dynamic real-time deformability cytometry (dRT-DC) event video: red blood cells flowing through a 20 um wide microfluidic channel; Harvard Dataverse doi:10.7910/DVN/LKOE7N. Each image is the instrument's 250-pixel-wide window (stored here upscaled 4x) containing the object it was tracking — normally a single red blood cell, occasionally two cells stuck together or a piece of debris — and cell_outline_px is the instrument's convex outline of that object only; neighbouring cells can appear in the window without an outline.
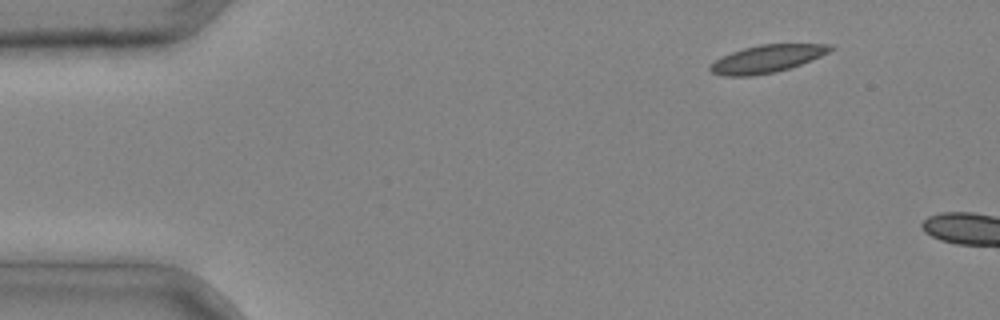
{"species": "common noctule bat (a hibernating species)", "species_latin": "Nyctalus noctula", "temperature_condition": "cold", "stored_images_in_passage": 2, "camera_frame_rate_fps": 3000, "um_per_image_px": 0.085, "animal": {"sex": "male", "body_mass_g": 20.4}, "frame": {"image": 1, "passage_image": 1, "time_ms": 0.0, "image_size_px": [1000, 320], "cell_outline_px": [[836, 48], [820, 56], [800, 64], [776, 72], [752, 76], [724, 76], [712, 72], [708, 68], [708, 64], [720, 56], [744, 48], [760, 44], [832, 44]], "centroid_in_image_um": [65.14, 5.0], "position_along_channel_um": 19.9, "area_um2": 19.36}}